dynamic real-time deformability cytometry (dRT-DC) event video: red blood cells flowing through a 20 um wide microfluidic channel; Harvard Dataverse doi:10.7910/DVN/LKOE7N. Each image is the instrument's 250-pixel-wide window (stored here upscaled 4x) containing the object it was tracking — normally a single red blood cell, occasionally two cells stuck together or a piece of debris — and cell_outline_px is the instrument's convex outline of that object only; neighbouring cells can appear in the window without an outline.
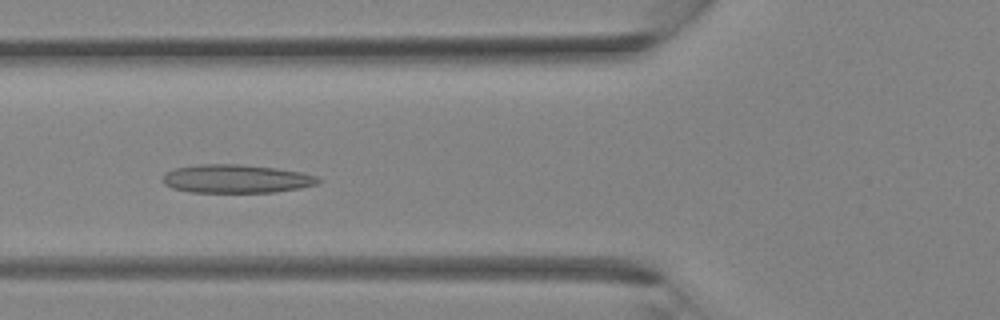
{"species": "Egyptian fruit bat (a non-hibernating species)", "species_latin": "Rousettus aegyptiacus", "temperature_condition": "room temperature", "stored_images_in_passage": 27, "camera_frame_rate_fps": 3000, "um_per_image_px": 0.085, "animal": {"sex": "female"}, "frame": {"image": 1, "passage_image": 8, "time_ms": 2.333, "image_size_px": [1000, 320], "cell_outline_px": [[320, 180], [316, 184], [300, 188], [276, 192], [188, 192], [172, 188], [164, 184], [164, 172], [176, 168], [196, 164], [240, 164], [276, 168], [300, 172], [316, 176]], "centroid_in_image_um": [20.05, 15.19], "position_along_channel_um": 105.8, "area_um2": 25.72}}
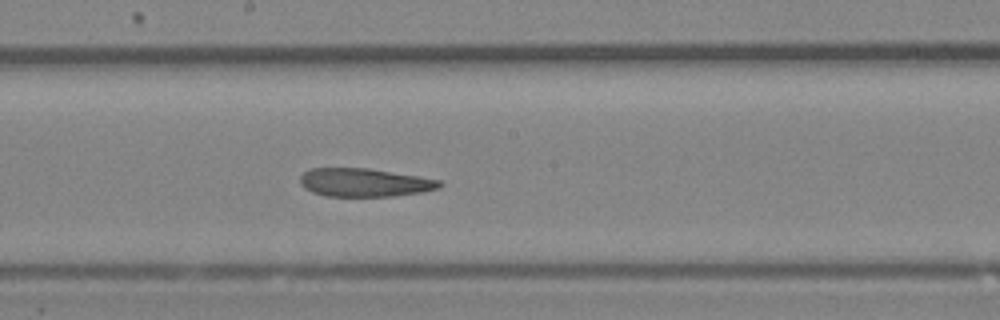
{"frame": {"image": 2, "passage_image": 14, "time_ms": 4.333, "image_size_px": [1000, 320], "cell_outline_px": [[444, 184], [440, 188], [424, 192], [392, 196], [324, 196], [312, 192], [304, 188], [300, 184], [300, 176], [304, 172], [312, 168], [368, 168], [440, 180]], "centroid_in_image_um": [30.97, 15.52], "position_along_channel_um": 217.2, "area_um2": 23.06}}
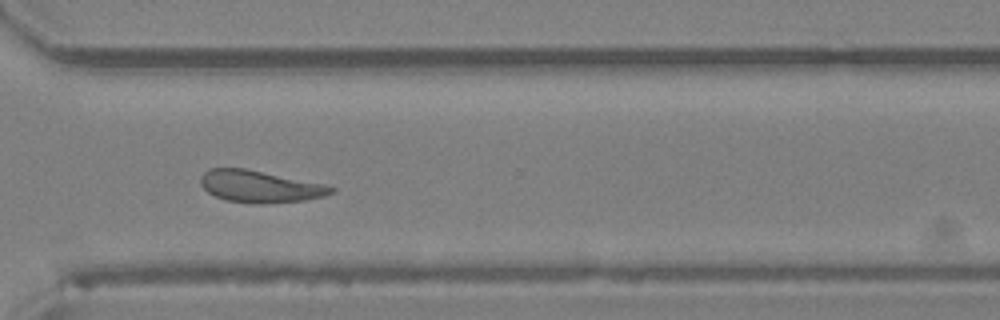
{"frame": {"image": 3, "passage_image": 21, "time_ms": 6.667, "image_size_px": [1000, 320], "cell_outline_px": [[336, 188], [332, 192], [324, 196], [304, 200], [260, 204], [252, 204], [224, 200], [208, 192], [200, 184], [200, 176], [208, 168], [244, 168], [324, 184]], "centroid_in_image_um": [22.04, 15.85], "position_along_channel_um": 348.6, "area_um2": 24.22}}